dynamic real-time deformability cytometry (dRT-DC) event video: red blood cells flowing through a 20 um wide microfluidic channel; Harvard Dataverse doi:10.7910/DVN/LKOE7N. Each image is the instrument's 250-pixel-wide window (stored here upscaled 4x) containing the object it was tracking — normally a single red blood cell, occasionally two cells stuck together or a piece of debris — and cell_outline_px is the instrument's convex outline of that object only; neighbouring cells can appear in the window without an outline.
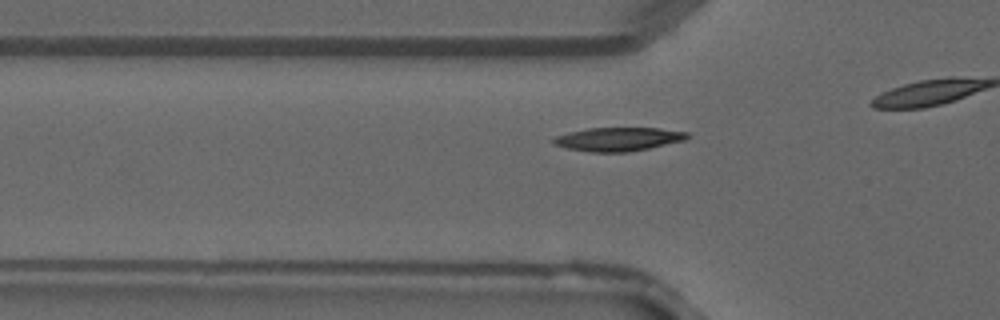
{"species": "common noctule bat (a hibernating species)", "species_latin": "Nyctalus noctula", "temperature_condition": "warm", "stored_images_in_passage": 13, "camera_frame_rate_fps": 3000, "um_per_image_px": 0.085, "animal": {"sex": "male", "forearm_length_mm": 52.5}, "frame": {"image": 1, "passage_image": 6, "time_ms": 1.667, "image_size_px": [1000, 320], "cell_outline_px": [[692, 136], [684, 140], [648, 148], [628, 152], [588, 152], [568, 148], [552, 144], [552, 140], [556, 136], [568, 132], [588, 128], [660, 128], [688, 132]], "centroid_in_image_um": [52.55, 11.82], "position_along_channel_um": 73.3, "area_um2": 18.44}}